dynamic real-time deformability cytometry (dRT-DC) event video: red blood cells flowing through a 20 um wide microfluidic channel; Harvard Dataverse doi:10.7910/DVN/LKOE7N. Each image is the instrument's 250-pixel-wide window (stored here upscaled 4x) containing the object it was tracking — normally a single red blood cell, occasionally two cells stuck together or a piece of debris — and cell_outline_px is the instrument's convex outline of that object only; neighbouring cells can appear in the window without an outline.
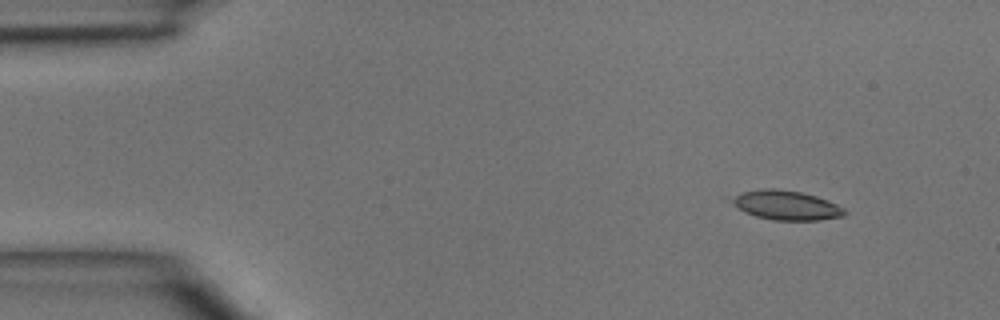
{"species": "common noctule bat (a hibernating species)", "species_latin": "Nyctalus noctula", "temperature_condition": "room temperature", "stored_images_in_passage": 5, "camera_frame_rate_fps": 3000, "um_per_image_px": 0.085, "animal": {"sex": "male", "body_mass_g": 15.6}, "frame": {"image": 1, "passage_image": 1, "time_ms": 0.0, "image_size_px": [1000, 320], "cell_outline_px": [[848, 212], [844, 216], [820, 220], [772, 220], [756, 216], [744, 212], [724, 200], [740, 192], [764, 188], [776, 188], [800, 192], [816, 196], [828, 200], [844, 208]], "centroid_in_image_um": [66.76, 17.44], "position_along_channel_um": 18.2, "area_um2": 19.71}}
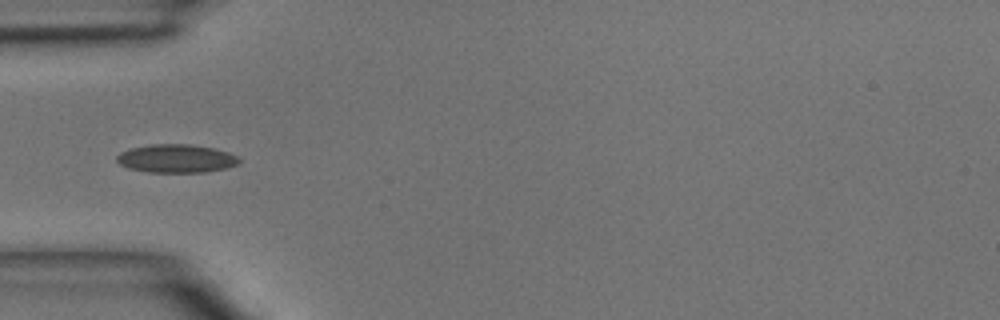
{"frame": {"image": 2, "passage_image": 3, "time_ms": 3.333, "image_size_px": [1000, 320], "cell_outline_px": [[240, 164], [228, 168], [204, 172], [148, 172], [128, 168], [120, 164], [116, 160], [116, 156], [120, 152], [132, 148], [152, 144], [188, 144], [212, 148], [228, 152], [240, 156]], "centroid_in_image_um": [15.02, 13.48], "position_along_channel_um": 70.0, "area_um2": 20.29}}
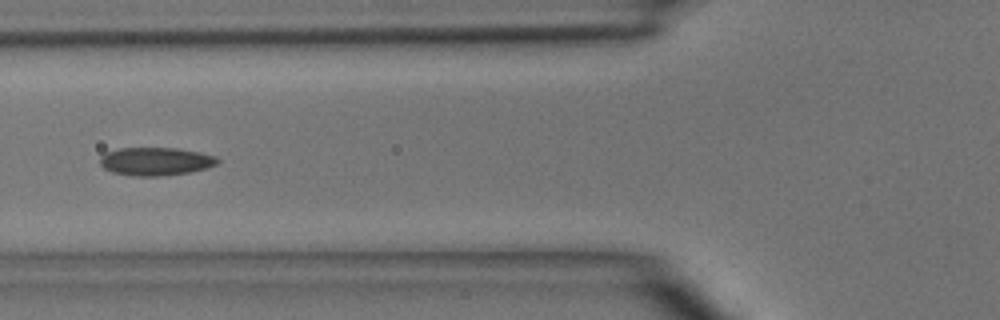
{"frame": {"image": 3, "passage_image": 4, "time_ms": 4.333, "image_size_px": [1000, 320], "cell_outline_px": [[220, 160], [216, 164], [204, 168], [188, 172], [160, 176], [132, 176], [112, 172], [104, 168], [100, 164], [100, 156], [104, 152], [120, 148], [176, 148], [200, 152], [216, 156]], "centroid_in_image_um": [13.19, 13.71], "position_along_channel_um": 112.6, "area_um2": 19.25}}